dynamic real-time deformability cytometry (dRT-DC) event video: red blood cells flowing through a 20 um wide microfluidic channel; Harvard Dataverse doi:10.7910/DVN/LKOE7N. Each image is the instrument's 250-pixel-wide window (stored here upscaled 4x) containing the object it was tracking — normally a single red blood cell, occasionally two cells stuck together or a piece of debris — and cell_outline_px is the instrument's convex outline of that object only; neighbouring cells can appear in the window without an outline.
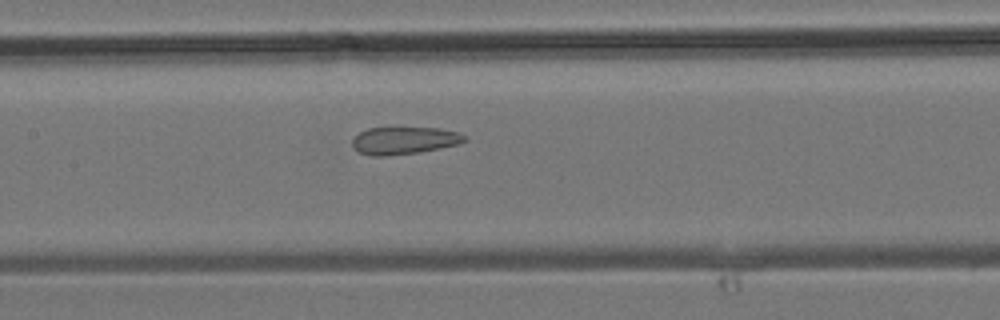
{"species": "common noctule bat (a hibernating species)", "species_latin": "Nyctalus noctula", "temperature_condition": "room temperature", "stored_images_in_passage": 25, "camera_frame_rate_fps": 3000, "um_per_image_px": 0.085, "animal": {"sex": "male", "body_mass_g": 19.2, "forearm_length_mm": 51.8}, "frame": {"image": 1, "passage_image": 12, "time_ms": 3.667, "image_size_px": [1000, 320], "cell_outline_px": [[468, 140], [460, 144], [420, 152], [384, 156], [372, 156], [360, 152], [352, 144], [352, 140], [360, 132], [368, 128], [392, 124], [440, 128], [460, 132], [468, 136]], "centroid_in_image_um": [34.41, 11.87], "position_along_channel_um": 173.0, "area_um2": 19.02}}
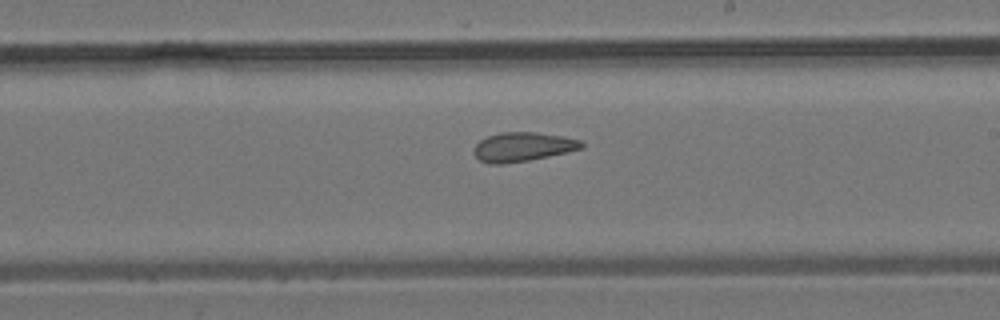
{"frame": {"image": 2, "passage_image": 16, "time_ms": 5.0, "image_size_px": [1000, 320], "cell_outline_px": [[584, 148], [548, 156], [528, 160], [504, 164], [488, 164], [480, 160], [472, 152], [476, 144], [480, 140], [488, 136], [500, 132], [536, 132], [564, 136], [580, 140], [584, 144]], "centroid_in_image_um": [44.42, 12.48], "position_along_channel_um": 244.6, "area_um2": 18.32}}
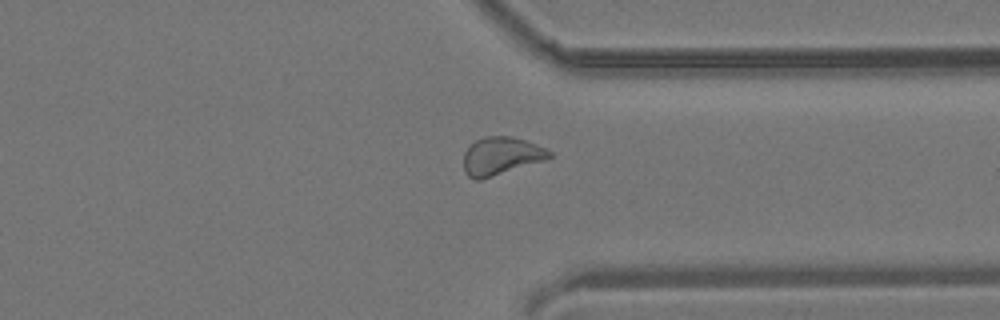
{"frame": {"image": 3, "passage_image": 23, "time_ms": 7.333, "image_size_px": [1000, 320], "cell_outline_px": [[552, 156], [548, 160], [480, 180], [476, 180], [468, 176], [464, 172], [464, 152], [476, 140], [484, 136], [512, 136], [524, 140], [544, 148], [552, 152]], "centroid_in_image_um": [42.6, 13.27], "position_along_channel_um": 368.8, "area_um2": 19.02}}